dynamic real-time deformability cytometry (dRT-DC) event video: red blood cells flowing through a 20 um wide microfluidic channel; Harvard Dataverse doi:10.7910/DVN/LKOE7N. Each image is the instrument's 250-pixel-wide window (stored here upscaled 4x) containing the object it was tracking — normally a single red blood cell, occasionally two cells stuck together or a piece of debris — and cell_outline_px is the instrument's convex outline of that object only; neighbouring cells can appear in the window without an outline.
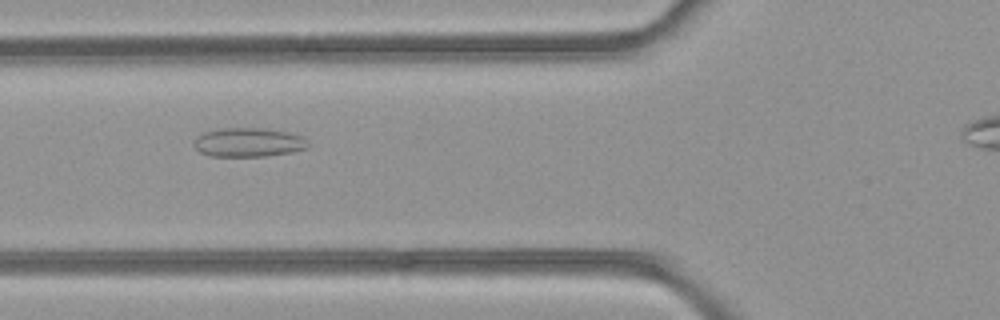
{"species": "common noctule bat (a hibernating species)", "species_latin": "Nyctalus noctula", "temperature_condition": "room temperature", "stored_images_in_passage": 4, "camera_frame_rate_fps": 3000, "um_per_image_px": 0.085, "animal": {"sex": "female", "body_mass_g": 21.9}, "frame": {"image": 1, "passage_image": 3, "time_ms": 0.667, "image_size_px": [1000, 320], "cell_outline_px": [[308, 148], [292, 152], [264, 156], [212, 156], [200, 152], [192, 144], [192, 140], [200, 132], [220, 128], [268, 128], [288, 132], [304, 136], [308, 144]], "centroid_in_image_um": [21.08, 12.08], "position_along_channel_um": 104.7, "area_um2": 19.65}}